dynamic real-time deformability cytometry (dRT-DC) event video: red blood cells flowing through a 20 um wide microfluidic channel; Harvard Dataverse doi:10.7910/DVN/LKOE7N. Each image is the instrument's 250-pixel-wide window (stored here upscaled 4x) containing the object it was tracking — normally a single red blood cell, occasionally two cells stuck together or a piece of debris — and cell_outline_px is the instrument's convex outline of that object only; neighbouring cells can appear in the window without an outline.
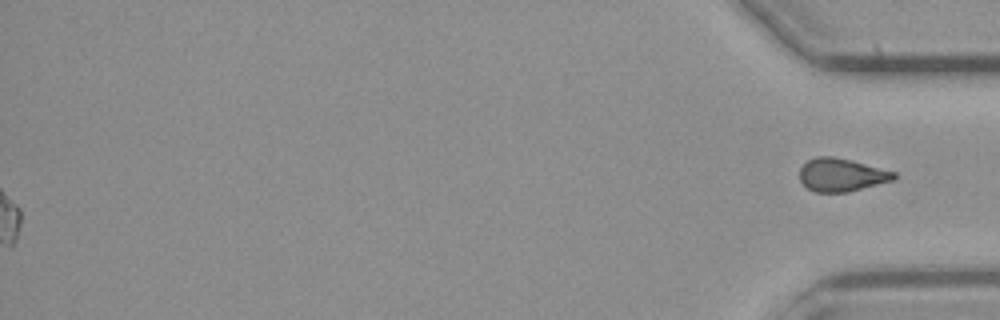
{"species": "common noctule bat (a hibernating species)", "species_latin": "Nyctalus noctula", "temperature_condition": "cold", "stored_images_in_passage": 39, "segment_of_instrument_passage": [2, 2], "camera_frame_rate_fps": 3000, "um_per_image_px": 0.085, "animal": {"sex": "male", "body_mass_g": 23.1, "forearm_length_mm": 52.7}, "frame": {"image": 1, "passage_image": 39, "time_ms": 12.667, "image_size_px": [1000, 320], "cell_outline_px": [[896, 176], [892, 180], [848, 192], [816, 192], [808, 188], [800, 180], [800, 168], [808, 160], [816, 156], [832, 156], [852, 160], [896, 172]], "centroid_in_image_um": [71.51, 14.85], "position_along_channel_um": 363.7, "area_um2": 18.03}}